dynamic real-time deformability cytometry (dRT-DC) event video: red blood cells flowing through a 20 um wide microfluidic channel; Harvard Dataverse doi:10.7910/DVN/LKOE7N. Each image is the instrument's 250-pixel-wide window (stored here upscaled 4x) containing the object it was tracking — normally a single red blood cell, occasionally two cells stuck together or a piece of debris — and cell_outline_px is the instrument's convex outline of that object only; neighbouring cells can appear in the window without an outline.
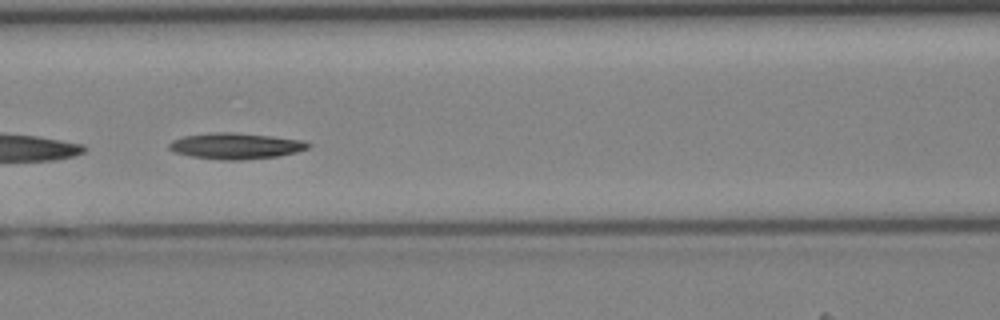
{"species": "Egyptian fruit bat (a non-hibernating species)", "species_latin": "Rousettus aegyptiacus", "temperature_condition": "cold", "stored_images_in_passage": 35, "camera_frame_rate_fps": 3000, "um_per_image_px": 0.085, "animal": {"sex": "female"}, "frame": {"image": 1, "passage_image": 11, "time_ms": 3.333, "image_size_px": [1000, 320], "cell_outline_px": [[312, 144], [308, 148], [296, 152], [276, 156], [240, 160], [224, 160], [192, 156], [172, 152], [168, 148], [168, 144], [172, 140], [184, 136], [208, 132], [232, 132], [272, 136], [304, 140]], "centroid_in_image_um": [20.01, 12.39], "position_along_channel_um": 146.6, "area_um2": 21.15}}
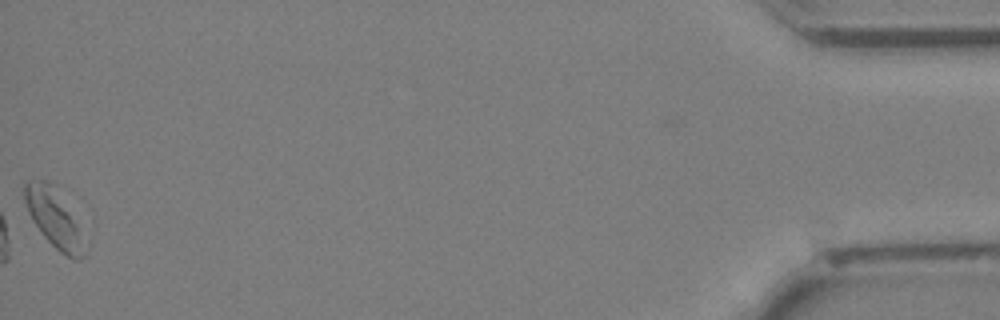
{"frame": {"image": 2, "passage_image": 35, "time_ms": 11.333, "image_size_px": [1000, 320], "cell_outline_px": [[88, 248], [84, 256], [80, 260], [72, 260], [60, 252], [44, 236], [32, 220], [28, 212], [24, 200], [24, 180], [44, 180], [56, 184]], "centroid_in_image_um": [4.59, 18.53], "position_along_channel_um": 430.6, "area_um2": 20.4}}